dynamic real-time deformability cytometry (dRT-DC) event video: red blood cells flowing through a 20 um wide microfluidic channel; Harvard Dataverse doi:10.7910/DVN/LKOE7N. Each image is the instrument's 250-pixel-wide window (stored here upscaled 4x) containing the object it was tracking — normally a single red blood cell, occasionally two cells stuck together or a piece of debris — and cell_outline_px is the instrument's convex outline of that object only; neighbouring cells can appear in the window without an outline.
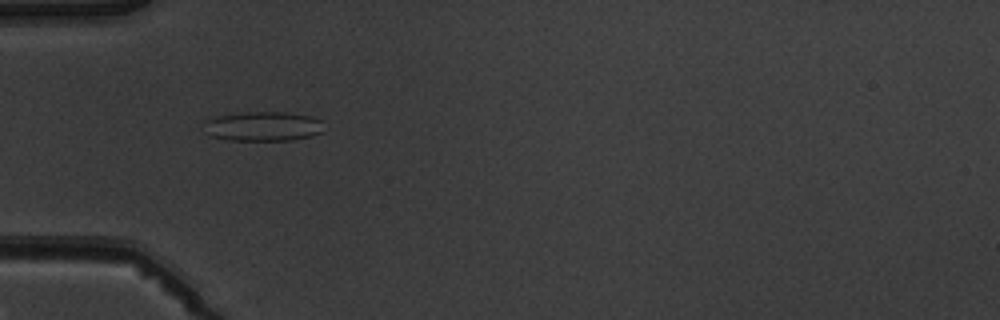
{"species": "common noctule bat (a hibernating species)", "species_latin": "Nyctalus noctula", "temperature_condition": "warm", "stored_images_in_passage": 2, "camera_frame_rate_fps": 3000, "um_per_image_px": 0.085, "animal": {"sex": "male", "body_mass_g": 19.5, "forearm_length_mm": 54.6}, "frame": {"image": 1, "passage_image": 1, "time_ms": 0.0, "image_size_px": [1000, 320], "cell_outline_px": [[328, 128], [324, 132], [312, 136], [288, 140], [228, 140], [212, 136], [204, 132], [200, 128], [204, 120], [216, 116], [248, 112], [284, 112], [312, 116], [320, 120]], "centroid_in_image_um": [22.36, 10.74], "position_along_channel_um": 62.6, "area_um2": 21.1}}
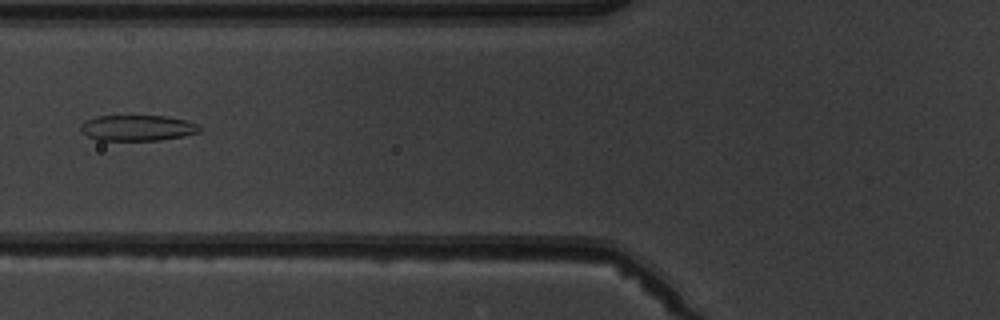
{"frame": {"image": 2, "passage_image": 2, "time_ms": 1.333, "image_size_px": [1000, 320], "cell_outline_px": [[200, 132], [184, 136], [160, 140], [96, 140], [88, 136], [80, 128], [80, 124], [84, 120], [96, 116], [164, 116], [184, 120], [196, 124], [200, 128]], "centroid_in_image_um": [11.65, 10.87], "position_along_channel_um": 114.1, "area_um2": 17.74}}